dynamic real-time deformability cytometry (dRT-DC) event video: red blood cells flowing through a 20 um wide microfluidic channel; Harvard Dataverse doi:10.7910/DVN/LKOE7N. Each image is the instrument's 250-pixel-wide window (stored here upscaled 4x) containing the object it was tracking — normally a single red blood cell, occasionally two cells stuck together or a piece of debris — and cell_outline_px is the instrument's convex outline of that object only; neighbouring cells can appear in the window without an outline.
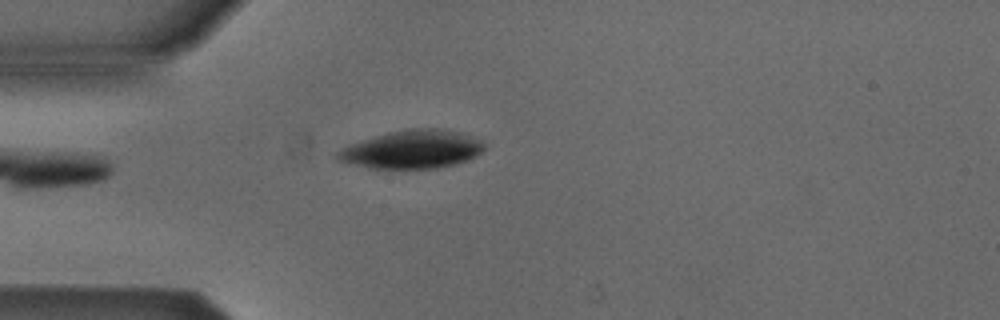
{"species": "Egyptian fruit bat (a non-hibernating species)", "species_latin": "Rousettus aegyptiacus", "temperature_condition": "cold", "stored_images_in_passage": 40, "camera_frame_rate_fps": 3000, "um_per_image_px": 0.085, "animal": {"sex": "male"}, "frame": {"image": 1, "passage_image": 1, "time_ms": 0.0, "image_size_px": [1000, 320], "cell_outline_px": [[484, 148], [480, 152], [468, 160], [456, 164], [436, 168], [368, 168], [336, 160], [336, 152], [348, 144], [388, 132], [404, 128], [440, 128], [460, 132], [484, 144]], "centroid_in_image_um": [34.97, 12.69], "position_along_channel_um": 50.0, "area_um2": 32.6}}
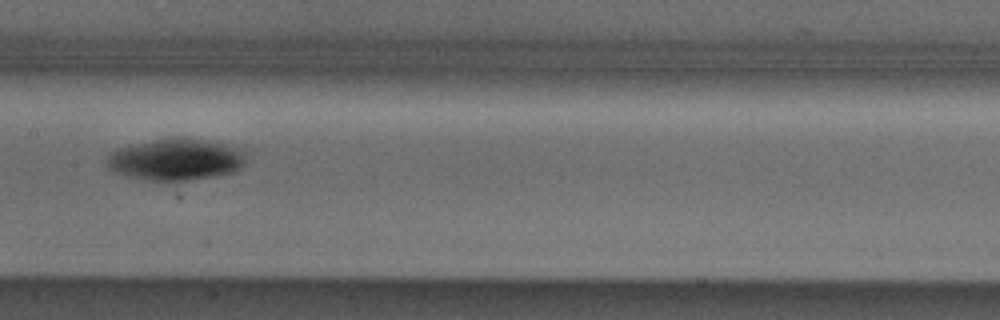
{"frame": {"image": 2, "passage_image": 13, "time_ms": 4.0, "image_size_px": [1000, 320], "cell_outline_px": [[244, 164], [240, 168], [232, 172], [216, 176], [160, 184], [128, 176], [116, 172], [108, 168], [108, 156], [112, 152], [128, 144], [176, 136], [188, 136], [212, 140], [244, 148]], "centroid_in_image_um": [14.98, 13.55], "position_along_channel_um": 192.4, "area_um2": 34.97}}
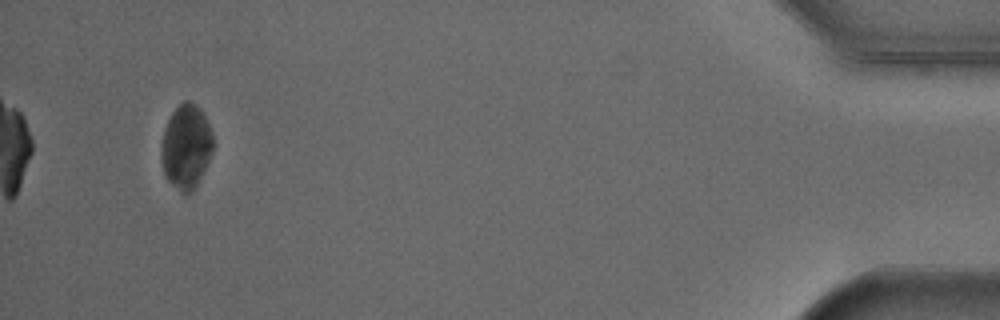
{"frame": {"image": 3, "passage_image": 37, "time_ms": 12.0, "image_size_px": [1000, 320], "cell_outline_px": [[212, 152], [192, 192], [188, 196], [180, 192], [164, 176], [160, 156], [160, 144], [164, 128], [172, 112], [184, 100], [188, 100], [196, 104], [200, 108], [212, 132]], "centroid_in_image_um": [15.78, 12.47], "position_along_channel_um": 419.4, "area_um2": 25.43}}